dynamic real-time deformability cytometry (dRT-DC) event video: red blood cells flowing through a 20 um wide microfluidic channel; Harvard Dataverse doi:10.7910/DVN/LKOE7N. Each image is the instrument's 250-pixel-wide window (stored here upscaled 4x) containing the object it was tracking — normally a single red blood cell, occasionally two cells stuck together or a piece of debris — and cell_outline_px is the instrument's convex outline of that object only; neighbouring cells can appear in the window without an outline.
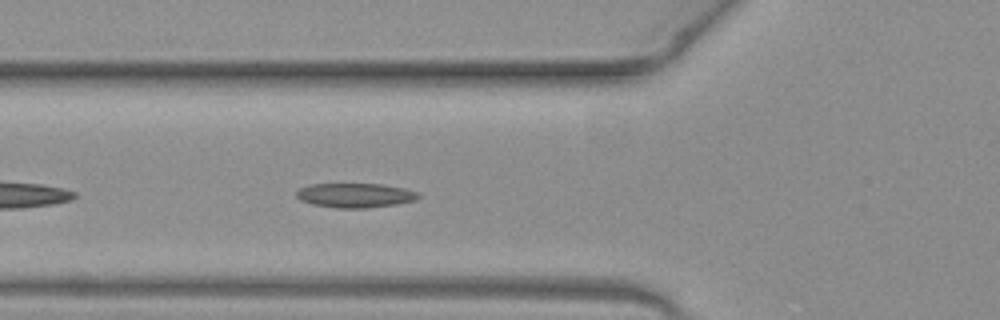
{"species": "common noctule bat (a hibernating species)", "species_latin": "Nyctalus noctula", "temperature_condition": "warm", "stored_images_in_passage": 25, "camera_frame_rate_fps": 3000, "um_per_image_px": 0.085, "animal": {"sex": "female", "body_mass_g": 19.3, "forearm_length_mm": 54.1}, "frame": {"image": 1, "passage_image": 5, "time_ms": 1.333, "image_size_px": [1000, 320], "cell_outline_px": [[420, 196], [416, 200], [396, 204], [364, 208], [336, 208], [312, 204], [300, 200], [296, 196], [296, 192], [300, 188], [308, 184], [380, 184], [404, 188], [420, 192]], "centroid_in_image_um": [30.19, 16.6], "position_along_channel_um": 95.6, "area_um2": 17.4}}
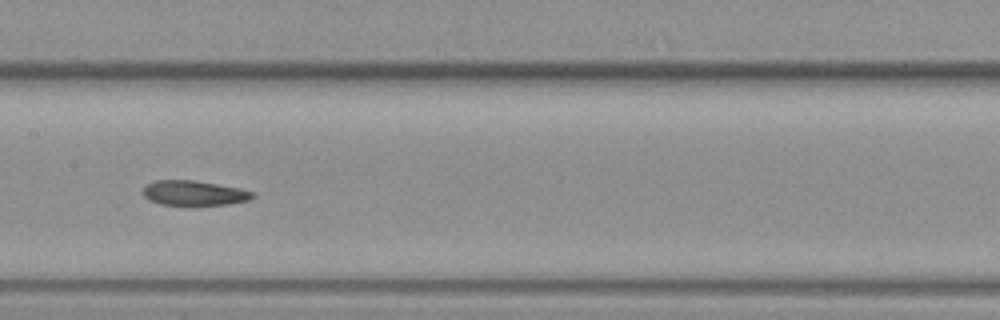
{"frame": {"image": 2, "passage_image": 12, "time_ms": 3.667, "image_size_px": [1000, 320], "cell_outline_px": [[256, 196], [248, 200], [228, 204], [160, 204], [148, 200], [144, 196], [144, 184], [156, 180], [192, 180], [240, 188], [256, 192]], "centroid_in_image_um": [16.5, 16.39], "position_along_channel_um": 190.9, "area_um2": 15.72}}
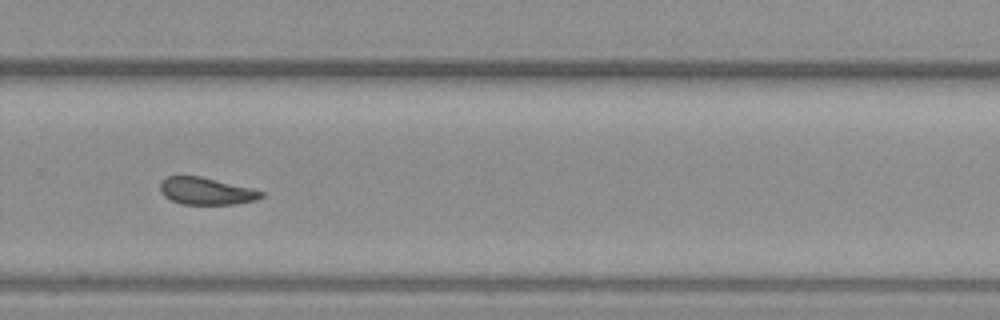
{"frame": {"image": 3, "passage_image": 21, "time_ms": 6.667, "image_size_px": [1000, 320], "cell_outline_px": [[264, 196], [256, 200], [232, 204], [180, 204], [164, 196], [160, 192], [160, 180], [168, 176], [200, 176], [264, 192]], "centroid_in_image_um": [17.47, 16.24], "position_along_channel_um": 312.3, "area_um2": 15.78}, "authors_computed_cell_mechanics": {"area_um2": 16.9354, "velocity_mm_per_s": 4.0595, "shape_relaxation_time_tau1_ms": null, "shape_relaxation_time_tau2_ms": 4.3726, "deformation_change_tau1": null, "deformation_change_tau2": 0.1173}}